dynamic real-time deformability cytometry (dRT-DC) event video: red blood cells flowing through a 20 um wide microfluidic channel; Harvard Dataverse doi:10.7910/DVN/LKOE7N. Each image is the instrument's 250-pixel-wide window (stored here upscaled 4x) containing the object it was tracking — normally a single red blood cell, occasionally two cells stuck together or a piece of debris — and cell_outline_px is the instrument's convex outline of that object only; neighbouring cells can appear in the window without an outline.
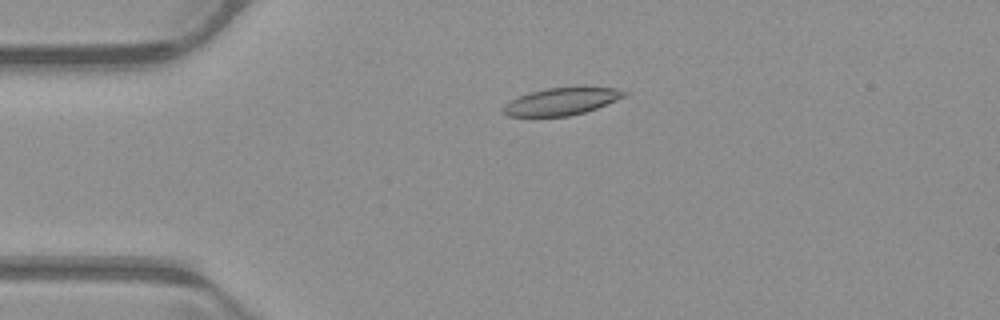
{"species": "common noctule bat (a hibernating species)", "species_latin": "Nyctalus noctula", "temperature_condition": "warm", "stored_images_in_passage": 52, "camera_frame_rate_fps": 3000, "um_per_image_px": 0.085, "animal": {"sex": "male", "body_mass_g": 23.1, "forearm_length_mm": 52.7}, "frame": {"image": 1, "passage_image": 12, "time_ms": 3.667, "image_size_px": [1000, 320], "cell_outline_px": [[628, 96], [596, 108], [584, 112], [568, 116], [508, 116], [500, 112], [504, 104], [520, 96], [544, 88], [584, 84], [616, 88], [628, 92]], "centroid_in_image_um": [47.81, 8.57], "position_along_channel_um": 37.2, "area_um2": 20.0}}
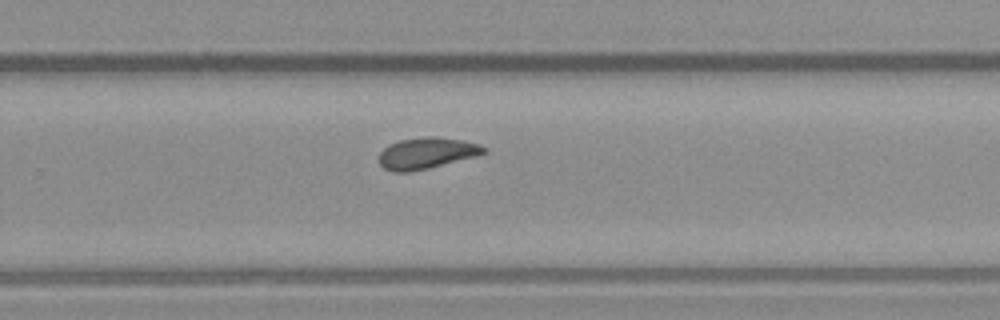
{"frame": {"image": 2, "passage_image": 34, "time_ms": 11.0, "image_size_px": [1000, 320], "cell_outline_px": [[488, 152], [476, 156], [428, 168], [408, 172], [392, 172], [384, 168], [380, 164], [380, 152], [388, 144], [400, 140], [428, 136], [432, 136], [460, 140], [480, 144], [488, 148]], "centroid_in_image_um": [36.27, 13.02], "position_along_channel_um": 293.5, "area_um2": 19.02}}
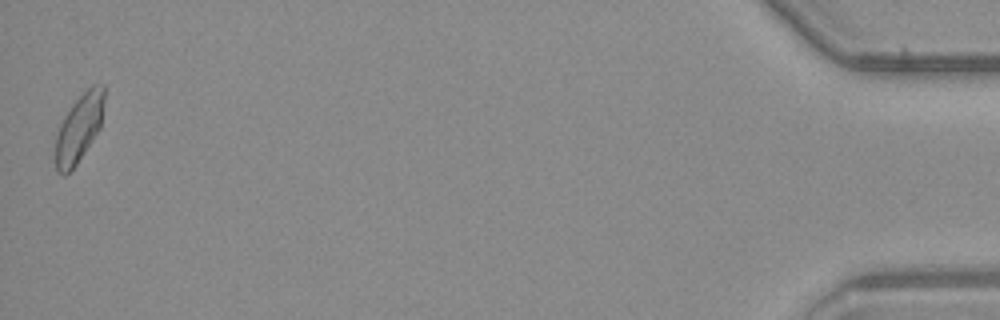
{"frame": {"image": 3, "passage_image": 52, "time_ms": 17.0, "image_size_px": [1000, 320], "cell_outline_px": [[104, 100], [100, 128], [76, 164], [64, 176], [56, 172], [56, 136], [60, 124], [64, 116], [72, 104], [92, 84], [104, 84]], "centroid_in_image_um": [6.72, 10.87], "position_along_channel_um": 428.5, "area_um2": 18.96}, "authors_computed_cell_mechanics": {"area_um2": 19.0162, "velocity_mm_per_s": 3.9398, "shape_relaxation_time_tau1_ms": 9.0443, "shape_relaxation_time_tau2_ms": 5.3181, "deformation_change_tau1": 0.2116, "deformation_change_tau2": 0.0998}}